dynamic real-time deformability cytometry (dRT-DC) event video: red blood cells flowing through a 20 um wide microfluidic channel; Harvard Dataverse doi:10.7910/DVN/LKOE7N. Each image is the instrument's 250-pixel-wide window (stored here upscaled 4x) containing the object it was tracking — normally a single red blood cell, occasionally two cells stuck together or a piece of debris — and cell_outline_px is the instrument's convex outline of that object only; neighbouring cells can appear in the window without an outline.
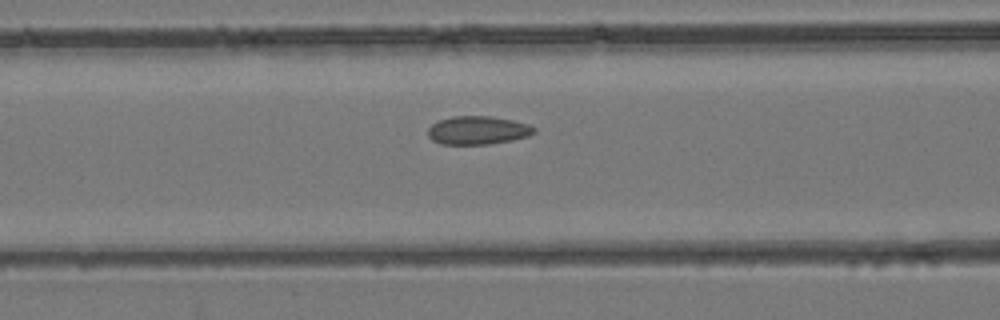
{"species": "common noctule bat (a hibernating species)", "species_latin": "Nyctalus noctula", "temperature_condition": "room temperature", "stored_images_in_passage": 14, "camera_frame_rate_fps": 3000, "um_per_image_px": 0.085, "animal": {"sex": "female", "body_mass_g": 24.6, "forearm_length_mm": 56.2}, "frame": {"image": 1, "passage_image": 10, "time_ms": 3.0, "image_size_px": [1000, 320], "cell_outline_px": [[536, 132], [528, 136], [512, 140], [488, 144], [444, 144], [432, 140], [428, 136], [428, 128], [432, 124], [440, 120], [452, 116], [492, 116], [512, 120], [528, 124], [536, 128]], "centroid_in_image_um": [40.62, 11.07], "position_along_channel_um": 126.0, "area_um2": 17.51}}
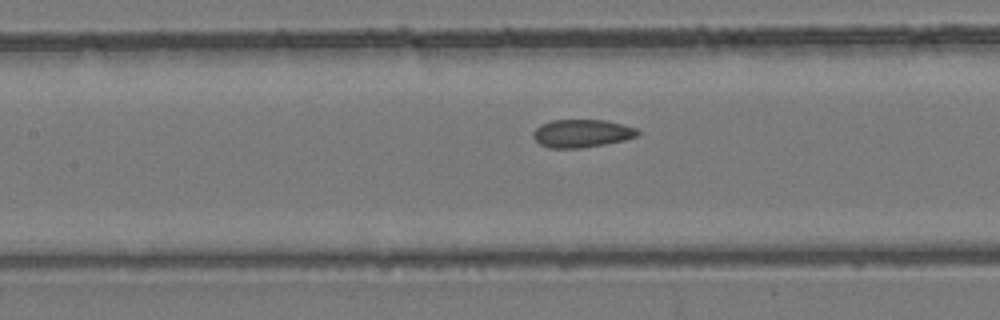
{"frame": {"image": 2, "passage_image": 12, "time_ms": 3.667, "image_size_px": [1000, 320], "cell_outline_px": [[640, 132], [636, 136], [624, 140], [604, 144], [580, 148], [548, 148], [540, 144], [532, 136], [532, 132], [540, 124], [552, 120], [604, 120], [636, 128]], "centroid_in_image_um": [49.41, 11.34], "position_along_channel_um": 158.0, "area_um2": 16.94}}